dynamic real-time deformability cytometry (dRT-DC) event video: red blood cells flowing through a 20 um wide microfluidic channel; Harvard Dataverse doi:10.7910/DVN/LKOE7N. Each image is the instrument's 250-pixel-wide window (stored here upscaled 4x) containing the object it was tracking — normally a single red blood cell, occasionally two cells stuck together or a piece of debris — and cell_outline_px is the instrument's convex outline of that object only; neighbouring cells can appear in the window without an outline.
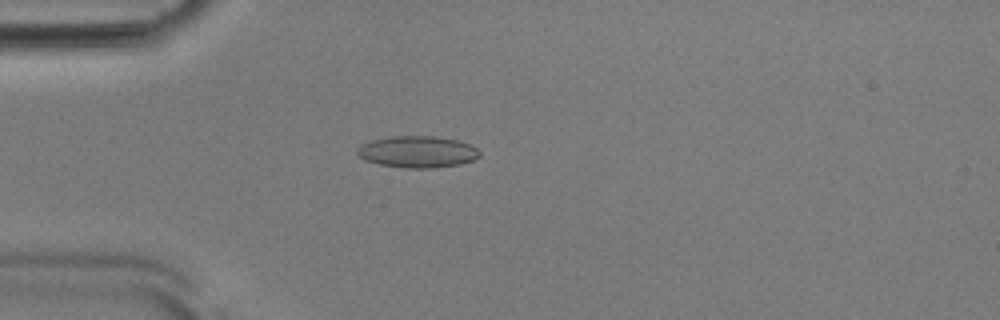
{"species": "Egyptian fruit bat (a non-hibernating species)", "species_latin": "Rousettus aegyptiacus", "temperature_condition": "room temperature", "stored_images_in_passage": 53, "camera_frame_rate_fps": 3000, "um_per_image_px": 0.085, "animal": {"sex": "male"}, "frame": {"image": 1, "passage_image": 15, "time_ms": 4.667, "image_size_px": [1000, 320], "cell_outline_px": [[480, 156], [472, 160], [460, 164], [432, 168], [404, 168], [380, 164], [364, 160], [356, 152], [356, 148], [360, 144], [368, 140], [388, 136], [432, 136], [456, 140], [472, 144], [480, 152]], "centroid_in_image_um": [35.44, 12.89], "position_along_channel_um": 49.6, "area_um2": 22.77}}
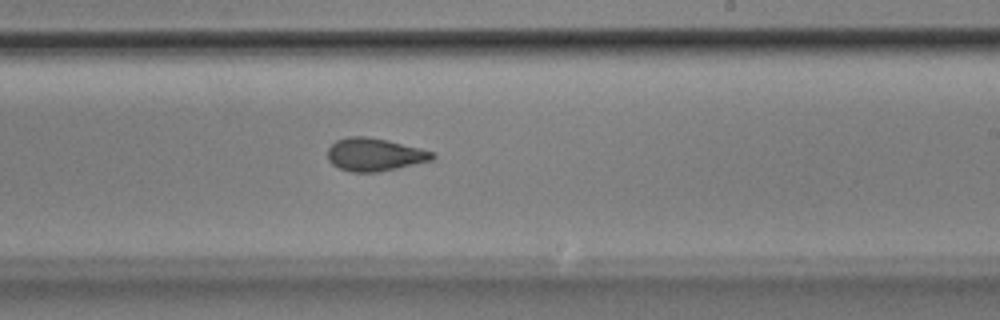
{"frame": {"image": 2, "passage_image": 32, "time_ms": 10.333, "image_size_px": [1000, 320], "cell_outline_px": [[436, 156], [432, 160], [396, 168], [376, 172], [352, 172], [340, 168], [332, 164], [328, 160], [328, 148], [336, 140], [348, 136], [364, 136], [388, 140], [436, 152]], "centroid_in_image_um": [31.84, 13.13], "position_along_channel_um": 257.2, "area_um2": 20.06}}
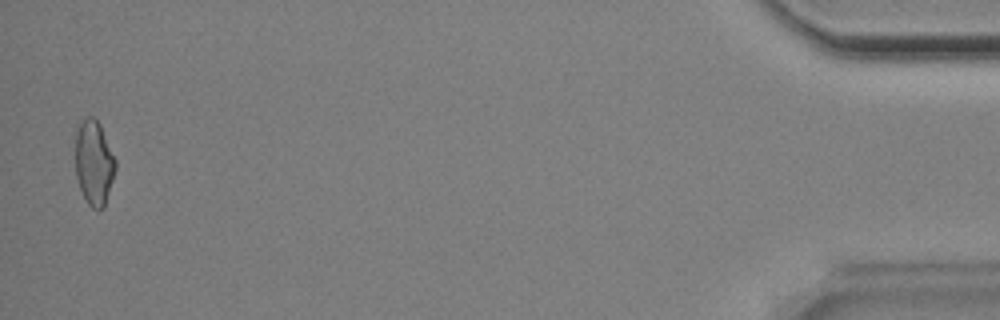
{"frame": {"image": 3, "passage_image": 52, "time_ms": 17.0, "image_size_px": [1000, 320], "cell_outline_px": [[116, 168], [104, 208], [92, 208], [88, 204], [80, 188], [76, 176], [76, 132], [80, 124], [88, 116], [92, 116], [100, 124], [116, 160]], "centroid_in_image_um": [8.0, 13.84], "position_along_channel_um": 427.2, "area_um2": 19.54}, "authors_computed_cell_mechanics": {"area_um2": 20.519, "velocity_mm_per_s": 3.8938, "shape_relaxation_time_tau1_ms": 5.2079, "shape_relaxation_time_tau2_ms": 1.5667, "deformation_change_tau1": 0.1386, "deformation_change_tau2": 0.0794}}